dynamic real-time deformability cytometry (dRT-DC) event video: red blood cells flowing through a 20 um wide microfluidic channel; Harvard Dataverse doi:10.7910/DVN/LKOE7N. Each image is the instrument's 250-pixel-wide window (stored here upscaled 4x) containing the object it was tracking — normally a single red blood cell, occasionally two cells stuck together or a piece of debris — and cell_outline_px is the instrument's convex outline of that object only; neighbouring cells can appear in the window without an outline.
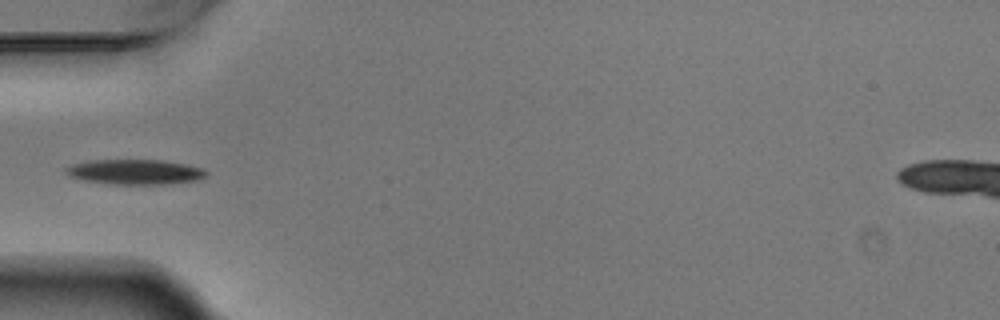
{"species": "Egyptian fruit bat (a non-hibernating species)", "species_latin": "Rousettus aegyptiacus", "temperature_condition": "warm", "stored_images_in_passage": 6, "segment_of_instrument_passage": [2, 2], "camera_frame_rate_fps": 3000, "um_per_image_px": 0.085, "animal": {"sex": "male"}, "frame": {"image": 1, "passage_image": 4, "time_ms": 1.0, "image_size_px": [1000, 320], "cell_outline_px": [[208, 172], [204, 176], [196, 180], [168, 184], [112, 184], [84, 180], [68, 176], [64, 172], [64, 168], [72, 164], [88, 160], [160, 160], [184, 164], [200, 168]], "centroid_in_image_um": [11.4, 14.61], "position_along_channel_um": 73.6, "area_um2": 20.35}}
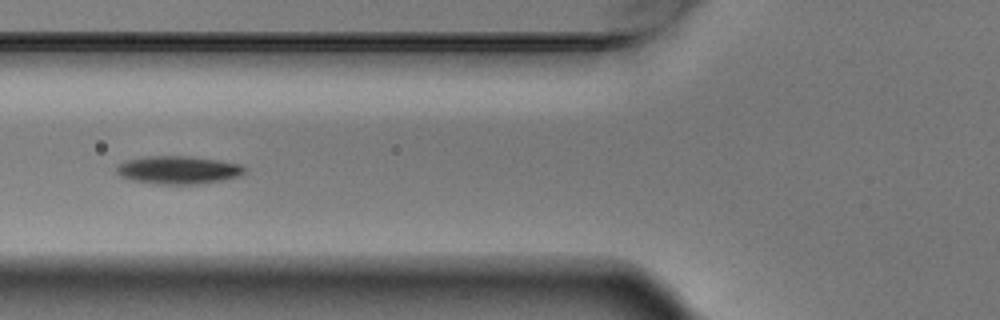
{"frame": {"image": 2, "passage_image": 5, "time_ms": 1.333, "image_size_px": [1000, 320], "cell_outline_px": [[248, 168], [244, 172], [236, 176], [224, 180], [192, 184], [156, 184], [132, 180], [120, 176], [116, 172], [116, 164], [124, 160], [144, 156], [188, 156], [220, 160], [244, 164]], "centroid_in_image_um": [15.13, 14.43], "position_along_channel_um": 110.7, "area_um2": 21.15}}
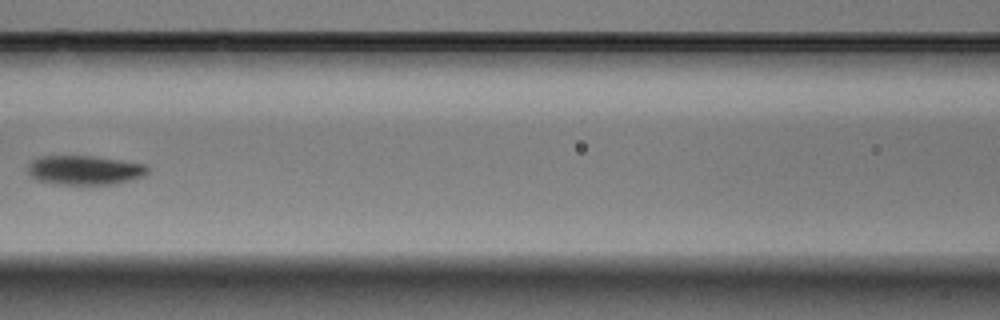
{"frame": {"image": 3, "passage_image": 6, "time_ms": 1.667, "image_size_px": [1000, 320], "cell_outline_px": [[148, 172], [144, 176], [116, 184], [52, 184], [36, 180], [28, 172], [28, 164], [32, 160], [44, 156], [92, 156], [120, 160], [144, 164], [148, 168]], "centroid_in_image_um": [7.18, 14.47], "position_along_channel_um": 159.4, "area_um2": 20.4}}